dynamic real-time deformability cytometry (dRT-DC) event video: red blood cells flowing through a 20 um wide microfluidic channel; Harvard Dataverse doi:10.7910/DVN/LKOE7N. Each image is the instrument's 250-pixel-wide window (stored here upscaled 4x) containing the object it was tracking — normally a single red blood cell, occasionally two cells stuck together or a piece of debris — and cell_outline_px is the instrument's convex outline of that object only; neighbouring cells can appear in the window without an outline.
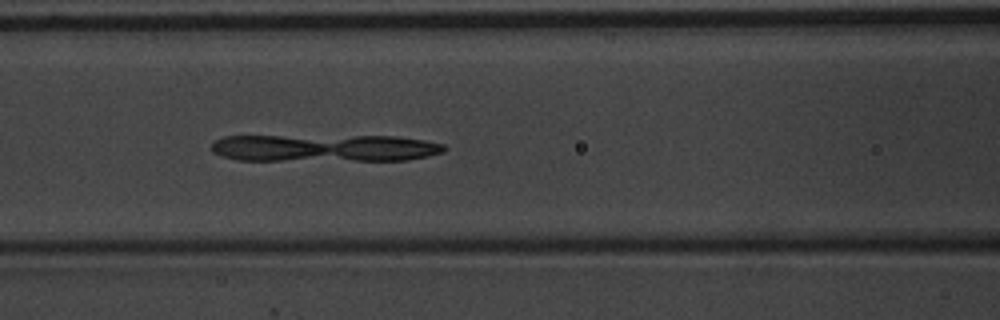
{"species": "common noctule bat (a hibernating species)", "species_latin": "Nyctalus noctula", "temperature_condition": "warm", "stored_images_in_passage": 39, "camera_frame_rate_fps": 3000, "um_per_image_px": 0.085, "animal": {"sex": "male", "body_mass_g": 20.1, "forearm_length_mm": 53.5}, "frame": {"image": 1, "passage_image": 12, "time_ms": 3.667, "image_size_px": [1000, 320], "cell_outline_px": [[448, 148], [444, 152], [428, 156], [408, 160], [236, 160], [220, 156], [212, 152], [212, 144], [216, 140], [224, 136], [396, 136], [424, 140], [444, 144]], "centroid_in_image_um": [27.6, 12.58], "position_along_channel_um": 139.0, "area_um2": 37.22}}